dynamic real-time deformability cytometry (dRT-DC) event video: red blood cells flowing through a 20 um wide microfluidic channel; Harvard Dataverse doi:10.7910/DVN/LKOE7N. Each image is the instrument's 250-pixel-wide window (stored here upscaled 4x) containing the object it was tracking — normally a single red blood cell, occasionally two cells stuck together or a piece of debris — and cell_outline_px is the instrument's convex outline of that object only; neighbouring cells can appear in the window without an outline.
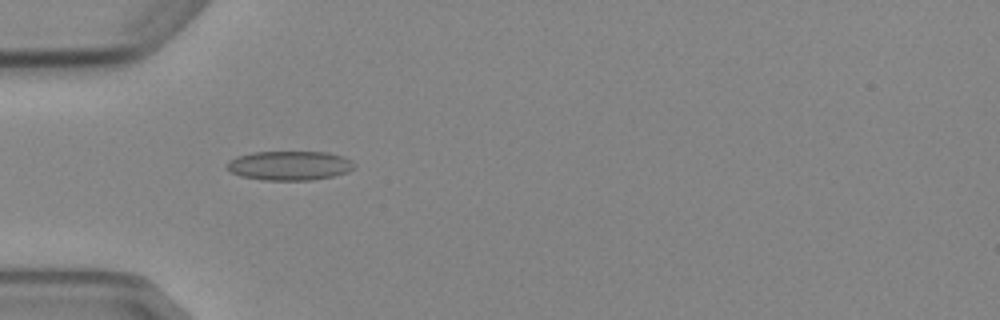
{"species": "Egyptian fruit bat (a non-hibernating species)", "species_latin": "Rousettus aegyptiacus", "temperature_condition": "cold", "stored_images_in_passage": 3, "camera_frame_rate_fps": 3000, "um_per_image_px": 0.085, "animal": {"sex": "female"}, "frame": {"image": 1, "passage_image": 2, "time_ms": 1.333, "image_size_px": [1000, 320], "cell_outline_px": [[356, 164], [348, 172], [332, 176], [312, 180], [260, 180], [240, 176], [232, 172], [224, 164], [228, 160], [236, 156], [252, 152], [328, 152], [340, 156]], "centroid_in_image_um": [24.54, 14.07], "position_along_channel_um": 60.5, "area_um2": 21.73}}
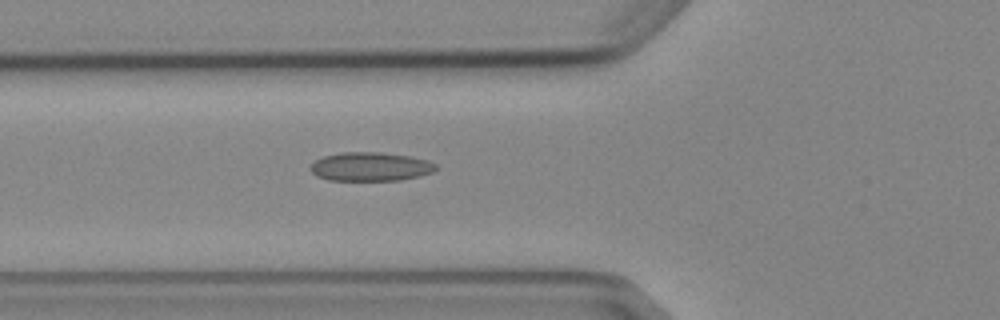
{"frame": {"image": 2, "passage_image": 3, "time_ms": 2.333, "image_size_px": [1000, 320], "cell_outline_px": [[436, 168], [432, 172], [400, 180], [328, 180], [316, 176], [308, 168], [316, 160], [324, 156], [340, 152], [380, 152], [408, 156], [428, 160], [436, 164]], "centroid_in_image_um": [31.45, 14.16], "position_along_channel_um": 94.4, "area_um2": 20.92}}